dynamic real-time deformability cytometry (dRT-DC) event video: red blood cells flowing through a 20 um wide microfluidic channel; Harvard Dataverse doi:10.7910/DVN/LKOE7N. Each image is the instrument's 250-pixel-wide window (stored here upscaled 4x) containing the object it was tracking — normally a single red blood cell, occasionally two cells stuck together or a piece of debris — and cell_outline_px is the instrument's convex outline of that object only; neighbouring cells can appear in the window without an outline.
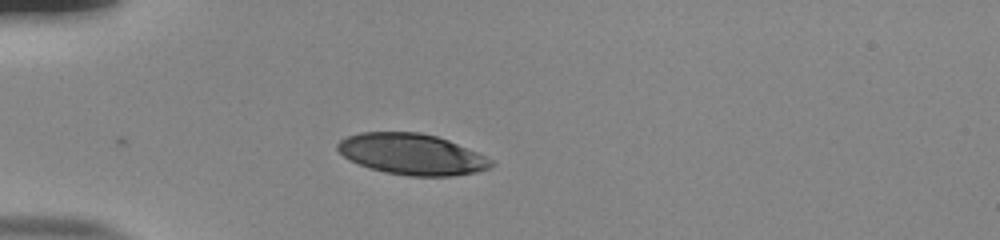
{"species": "human", "species_latin": "Homo sapiens", "temperature_condition": "room temperature", "stored_images_in_passage": 39, "camera_frame_rate_fps": 3000, "um_per_image_px": 0.085, "donor": {"sex": "male"}, "frame": {"image": 1, "passage_image": 1, "time_ms": 0.0, "image_size_px": [1000, 240], "cell_outline_px": [[496, 164], [488, 168], [476, 172], [452, 176], [408, 176], [384, 172], [368, 168], [348, 160], [336, 148], [336, 144], [340, 140], [348, 136], [360, 132], [420, 132], [436, 136], [448, 140], [476, 152], [492, 160]], "centroid_in_image_um": [34.97, 13.11], "position_along_channel_um": 50.0, "area_um2": 36.7}}
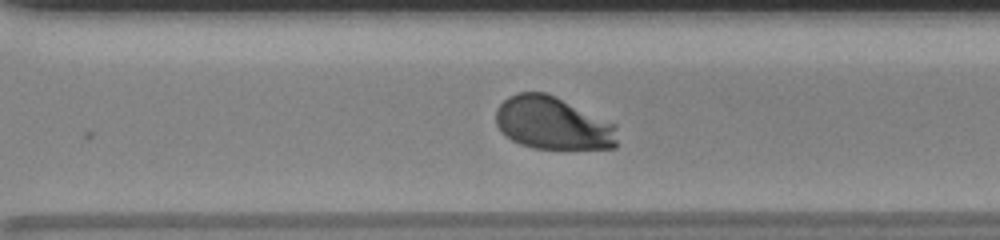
{"frame": {"image": 2, "passage_image": 24, "time_ms": 7.667, "image_size_px": [1000, 240], "cell_outline_px": [[616, 148], [532, 148], [520, 144], [512, 140], [500, 132], [496, 124], [496, 108], [508, 96], [516, 92], [544, 92], [616, 124]], "centroid_in_image_um": [46.94, 10.48], "position_along_channel_um": 323.7, "area_um2": 37.11}}
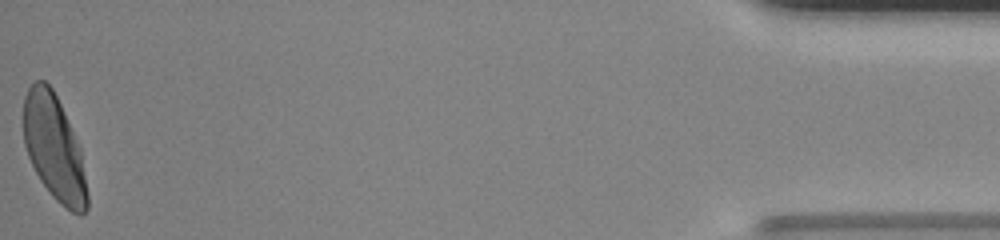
{"frame": {"image": 3, "passage_image": 39, "time_ms": 12.667, "image_size_px": [1000, 240], "cell_outline_px": [[88, 208], [80, 216], [72, 212], [60, 204], [52, 196], [40, 180], [28, 156], [24, 144], [24, 96], [28, 88], [36, 80], [44, 80], [52, 88], [60, 104], [80, 148], [88, 196]], "centroid_in_image_um": [4.59, 12.59], "position_along_channel_um": 430.6, "area_um2": 38.73}, "authors_computed_cell_mechanics": {"area_um2": 38.2058, "velocity_mm_per_s": 3.8488, "shape_relaxation_time_tau1_ms": 2.9014, "shape_relaxation_time_tau2_ms": null, "deformation_change_tau1": 0.1687, "deformation_change_tau2": null}}